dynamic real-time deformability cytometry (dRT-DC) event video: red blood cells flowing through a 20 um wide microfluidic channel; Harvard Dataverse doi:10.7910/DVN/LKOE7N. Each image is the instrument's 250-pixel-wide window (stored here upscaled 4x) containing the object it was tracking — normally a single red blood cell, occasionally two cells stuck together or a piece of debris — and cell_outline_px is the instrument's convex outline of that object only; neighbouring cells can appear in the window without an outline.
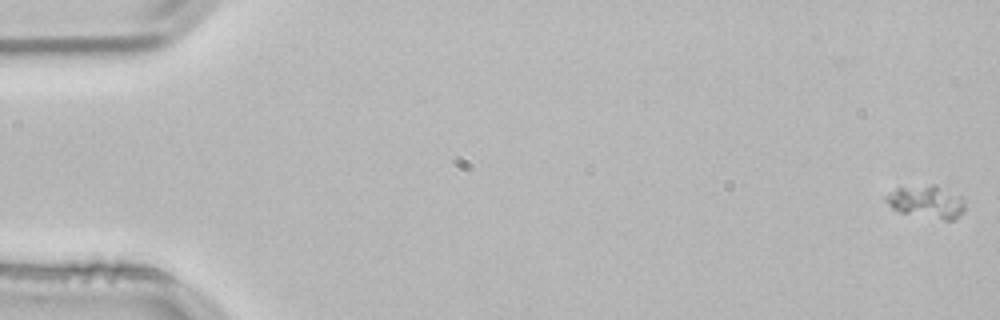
{"species": "common noctule bat (a hibernating species)", "species_latin": "Nyctalus noctula", "temperature_condition": "room temperature", "stored_images_in_passage": 54, "camera_frame_rate_fps": 3000, "um_per_image_px": 0.085, "animal": {"sex": "male", "body_mass_g": 21.5, "forearm_length_mm": 52.0}, "frame": {"image": 1, "passage_image": 1, "time_ms": 0.0, "image_size_px": [1000, 320], "cell_outline_px": [[964, 208], [952, 220], [944, 220], [900, 212], [892, 208], [884, 200], [896, 188], [932, 184], [936, 184], [960, 196], [964, 204]], "centroid_in_image_um": [78.74, 17.14], "position_along_channel_um": 6.3, "area_um2": 14.62}}
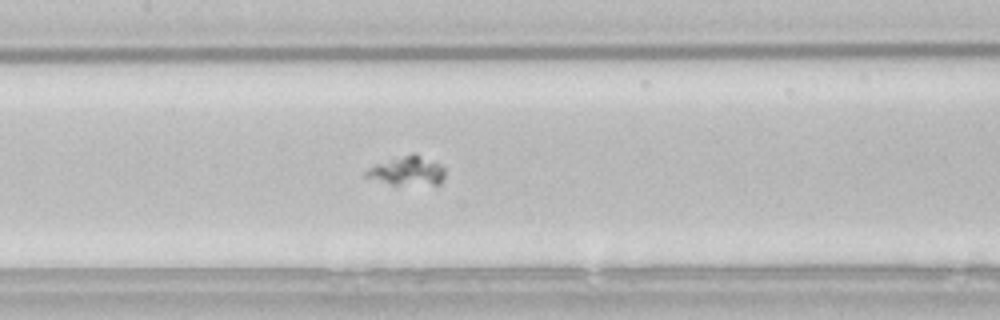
{"frame": {"image": 2, "passage_image": 26, "time_ms": 8.333, "image_size_px": [1000, 320], "cell_outline_px": [[444, 176], [440, 184], [388, 184], [364, 176], [364, 172], [368, 168], [376, 164], [412, 152], [444, 168]], "centroid_in_image_um": [34.57, 14.53], "position_along_channel_um": 172.8, "area_um2": 12.95}}
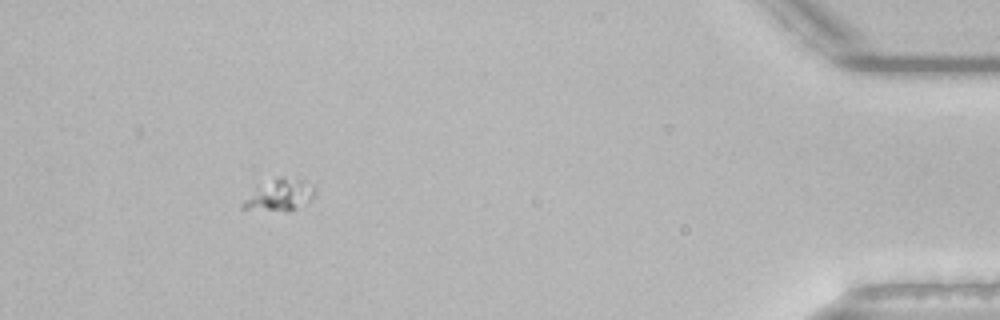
{"frame": {"image": 3, "passage_image": 50, "time_ms": 16.333, "image_size_px": [1000, 320], "cell_outline_px": [[316, 196], [312, 200], [288, 212], [240, 208], [240, 204], [256, 188], [276, 180], [300, 180], [312, 184], [316, 188]], "centroid_in_image_um": [23.82, 16.66], "position_along_channel_um": 411.4, "area_um2": 12.66}}